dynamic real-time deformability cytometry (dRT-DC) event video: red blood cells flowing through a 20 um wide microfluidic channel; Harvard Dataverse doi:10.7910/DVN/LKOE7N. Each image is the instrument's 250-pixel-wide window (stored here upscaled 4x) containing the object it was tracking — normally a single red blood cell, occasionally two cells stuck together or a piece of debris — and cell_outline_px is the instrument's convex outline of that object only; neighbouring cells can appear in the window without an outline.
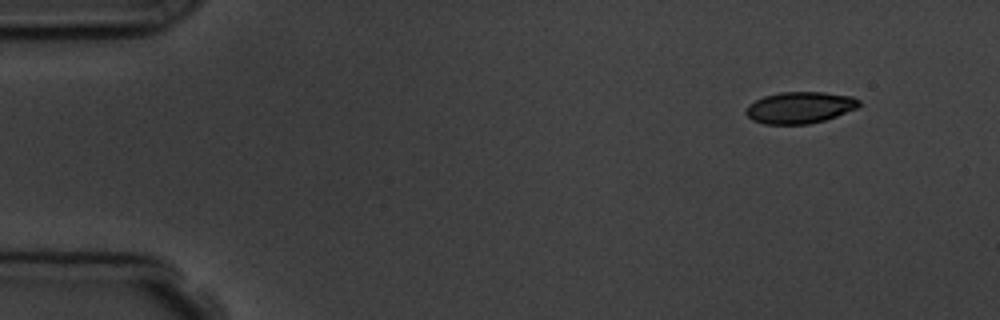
{"species": "common noctule bat (a hibernating species)", "species_latin": "Nyctalus noctula", "temperature_condition": "room temperature", "stored_images_in_passage": 4, "camera_frame_rate_fps": 3000, "um_per_image_px": 0.085, "animal": {"sex": "male", "body_mass_g": 19.5, "forearm_length_mm": 54.6}, "frame": {"image": 1, "passage_image": 1, "time_ms": 0.0, "image_size_px": [1000, 320], "cell_outline_px": [[860, 104], [856, 108], [836, 116], [824, 120], [808, 124], [764, 124], [752, 120], [744, 112], [748, 104], [764, 96], [780, 92], [824, 92], [852, 96], [860, 100]], "centroid_in_image_um": [67.96, 9.14], "position_along_channel_um": 17.0, "area_um2": 20.81}}
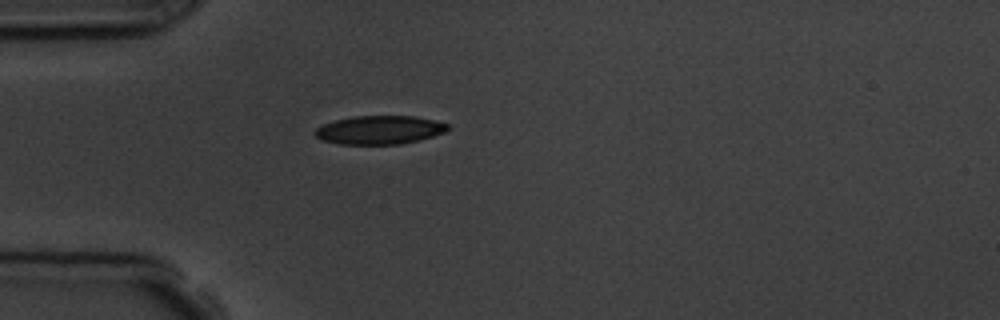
{"frame": {"image": 2, "passage_image": 4, "time_ms": 3.333, "image_size_px": [1000, 320], "cell_outline_px": [[452, 128], [444, 132], [432, 136], [400, 144], [340, 144], [320, 140], [312, 132], [316, 128], [324, 124], [336, 120], [352, 116], [412, 116], [432, 120], [448, 124]], "centroid_in_image_um": [32.22, 11.04], "position_along_channel_um": 52.8, "area_um2": 21.96}}